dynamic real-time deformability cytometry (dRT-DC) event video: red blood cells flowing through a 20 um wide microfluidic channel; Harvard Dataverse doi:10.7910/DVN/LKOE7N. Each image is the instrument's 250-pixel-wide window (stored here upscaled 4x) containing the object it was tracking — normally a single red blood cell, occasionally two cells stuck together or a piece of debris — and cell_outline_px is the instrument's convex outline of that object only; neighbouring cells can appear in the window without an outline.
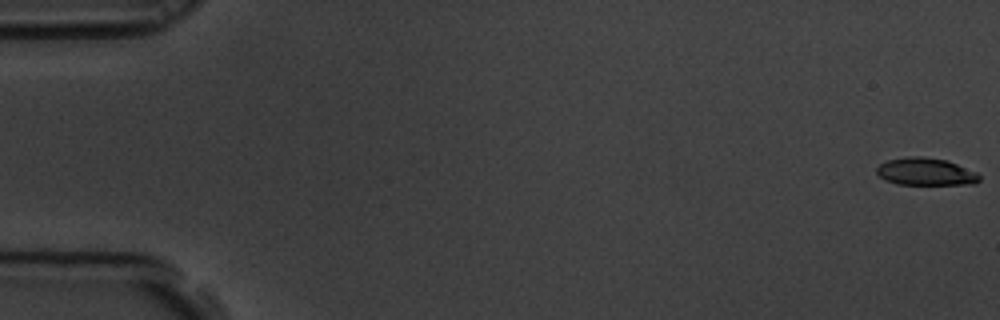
{"species": "common noctule bat (a hibernating species)", "species_latin": "Nyctalus noctula", "temperature_condition": "room temperature", "stored_images_in_passage": 15, "camera_frame_rate_fps": 3000, "um_per_image_px": 0.085, "animal": {"sex": "male", "body_mass_g": 19.5, "forearm_length_mm": 54.6}, "frame": {"image": 1, "passage_image": 1, "time_ms": 0.0, "image_size_px": [1000, 320], "cell_outline_px": [[980, 180], [976, 184], [896, 184], [884, 180], [876, 172], [876, 168], [880, 164], [888, 160], [908, 156], [920, 156], [948, 160], [976, 172], [980, 176]], "centroid_in_image_um": [78.68, 14.59], "position_along_channel_um": 6.3, "area_um2": 16.47}}